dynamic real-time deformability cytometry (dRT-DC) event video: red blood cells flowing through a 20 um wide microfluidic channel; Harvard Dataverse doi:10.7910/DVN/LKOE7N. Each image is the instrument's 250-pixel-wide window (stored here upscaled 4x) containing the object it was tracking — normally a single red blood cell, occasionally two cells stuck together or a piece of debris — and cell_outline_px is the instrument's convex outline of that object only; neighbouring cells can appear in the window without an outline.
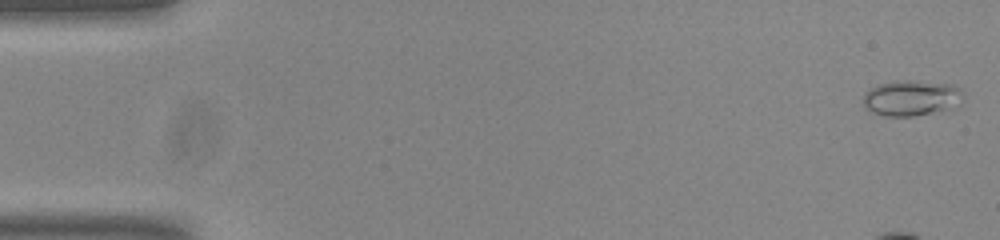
{"species": "common noctule bat (a hibernating species)", "species_latin": "Nyctalus noctula", "temperature_condition": "room temperature", "stored_images_in_passage": 55, "camera_frame_rate_fps": 3000, "um_per_image_px": 0.085, "animal": {"sex": "male", "body_mass_g": 20.0, "forearm_length_mm": 53.3}, "frame": {"image": 1, "passage_image": 1, "time_ms": 0.0, "image_size_px": [1000, 240], "cell_outline_px": [[964, 96], [944, 108], [932, 112], [912, 116], [884, 116], [872, 112], [864, 108], [864, 92], [868, 88], [880, 84], [896, 80], [908, 80], [952, 84], [960, 88]], "centroid_in_image_um": [77.35, 8.3], "position_along_channel_um": 7.7, "area_um2": 20.29}}
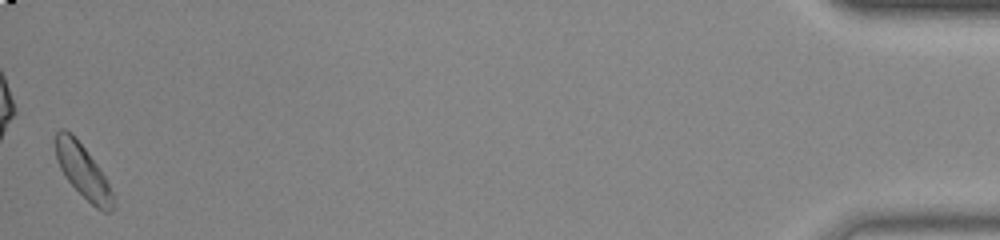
{"frame": {"image": 2, "passage_image": 55, "time_ms": 18.0, "image_size_px": [1000, 240], "cell_outline_px": [[116, 208], [112, 212], [104, 212], [96, 208], [64, 176], [56, 160], [56, 132], [60, 128], [64, 128], [72, 132], [100, 168], [116, 196]], "centroid_in_image_um": [7.1, 14.58], "position_along_channel_um": 428.1, "area_um2": 18.21}}